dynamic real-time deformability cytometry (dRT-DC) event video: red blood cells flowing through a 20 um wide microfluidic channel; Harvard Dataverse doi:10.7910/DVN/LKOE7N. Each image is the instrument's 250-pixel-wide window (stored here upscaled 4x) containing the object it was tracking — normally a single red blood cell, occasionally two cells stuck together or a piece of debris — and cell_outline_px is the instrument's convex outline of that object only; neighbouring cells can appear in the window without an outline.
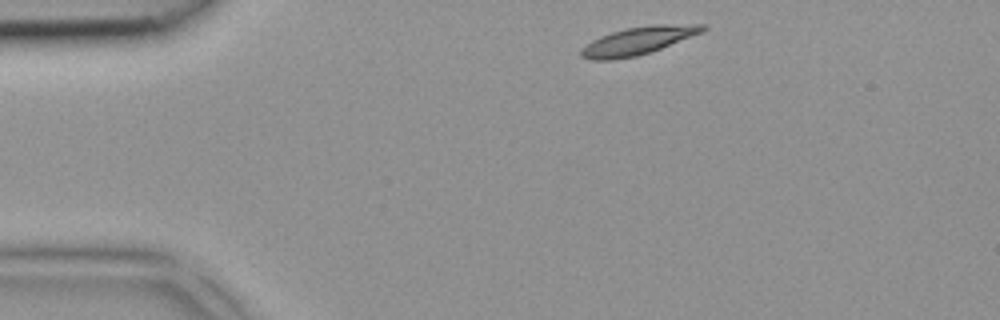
{"species": "common noctule bat (a hibernating species)", "species_latin": "Nyctalus noctula", "temperature_condition": "room temperature", "stored_images_in_passage": 1, "camera_frame_rate_fps": 3000, "um_per_image_px": 0.085, "animal": {"sex": "female", "body_mass_g": 18.4}, "frame": {"image": 1, "passage_image": 1, "time_ms": 0.0, "image_size_px": [1000, 320], "cell_outline_px": [[708, 28], [704, 32], [660, 48], [636, 56], [612, 60], [588, 60], [580, 56], [580, 48], [592, 40], [600, 36], [612, 32], [628, 28], [652, 24], [708, 24]], "centroid_in_image_um": [54.24, 3.45], "position_along_channel_um": 30.8, "area_um2": 19.77}}